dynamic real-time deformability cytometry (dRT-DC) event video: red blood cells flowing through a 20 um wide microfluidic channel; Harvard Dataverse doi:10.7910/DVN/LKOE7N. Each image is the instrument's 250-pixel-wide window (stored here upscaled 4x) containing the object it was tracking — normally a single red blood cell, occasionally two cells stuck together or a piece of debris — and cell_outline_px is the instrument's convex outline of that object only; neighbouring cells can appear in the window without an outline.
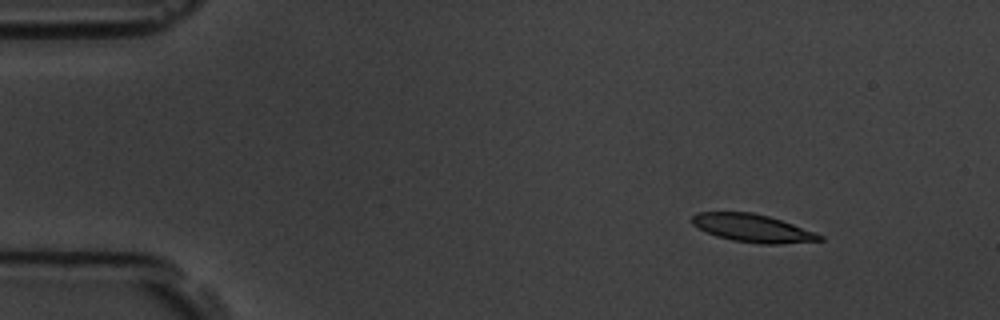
{"species": "common noctule bat (a hibernating species)", "species_latin": "Nyctalus noctula", "temperature_condition": "room temperature", "stored_images_in_passage": 4, "camera_frame_rate_fps": 3000, "um_per_image_px": 0.085, "animal": {"sex": "male", "body_mass_g": 19.5, "forearm_length_mm": 54.6}, "frame": {"image": 1, "passage_image": 1, "time_ms": 0.0, "image_size_px": [1000, 320], "cell_outline_px": [[824, 240], [780, 244], [760, 244], [732, 240], [716, 236], [692, 224], [692, 216], [696, 212], [752, 212], [768, 216], [816, 232], [824, 236]], "centroid_in_image_um": [63.99, 19.39], "position_along_channel_um": 21.0, "area_um2": 20.63}}
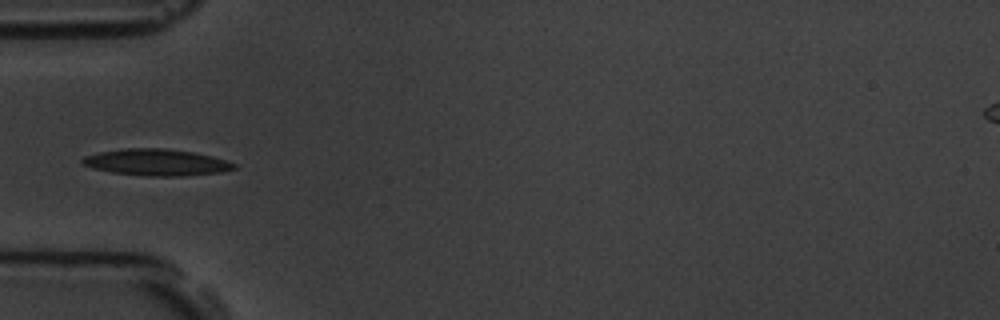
{"frame": {"image": 2, "passage_image": 4, "time_ms": 3.667, "image_size_px": [1000, 320], "cell_outline_px": [[236, 168], [224, 172], [180, 176], [144, 176], [112, 172], [92, 168], [84, 164], [80, 160], [84, 156], [100, 152], [124, 148], [164, 148], [192, 152], [212, 156], [228, 160], [236, 164]], "centroid_in_image_um": [13.33, 13.8], "position_along_channel_um": 71.7, "area_um2": 23.52}}